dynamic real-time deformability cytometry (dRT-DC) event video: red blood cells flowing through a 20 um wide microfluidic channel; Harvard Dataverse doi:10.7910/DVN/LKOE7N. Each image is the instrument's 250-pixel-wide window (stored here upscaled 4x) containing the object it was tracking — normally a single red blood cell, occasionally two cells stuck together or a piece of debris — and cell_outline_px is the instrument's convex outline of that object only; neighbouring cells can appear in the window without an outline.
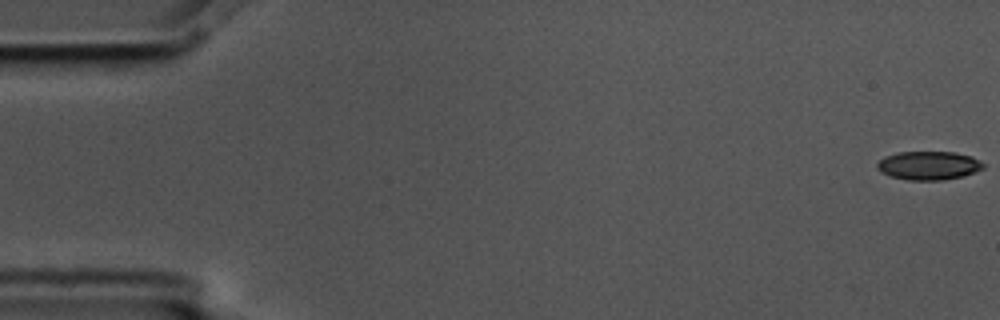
{"species": "common noctule bat (a hibernating species)", "species_latin": "Nyctalus noctula", "temperature_condition": "cold", "stored_images_in_passage": 5, "camera_frame_rate_fps": 3000, "um_per_image_px": 0.085, "animal": {"sex": "male", "body_mass_g": 17.5, "forearm_length_mm": 52.3}, "frame": {"image": 1, "passage_image": 1, "time_ms": 0.0, "image_size_px": [1000, 320], "cell_outline_px": [[984, 168], [964, 176], [944, 180], [908, 180], [888, 176], [880, 172], [876, 168], [876, 164], [884, 156], [896, 152], [956, 152], [972, 156], [984, 164]], "centroid_in_image_um": [78.9, 14.07], "position_along_channel_um": 6.1, "area_um2": 17.92}}